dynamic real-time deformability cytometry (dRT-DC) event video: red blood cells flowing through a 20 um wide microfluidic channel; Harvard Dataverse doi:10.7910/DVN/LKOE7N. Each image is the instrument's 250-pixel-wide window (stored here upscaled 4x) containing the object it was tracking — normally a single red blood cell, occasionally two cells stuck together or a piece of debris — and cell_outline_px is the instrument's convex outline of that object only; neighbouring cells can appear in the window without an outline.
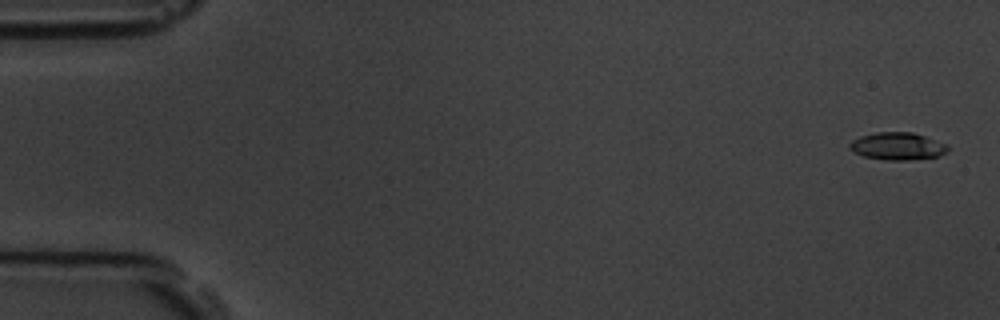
{"species": "common noctule bat (a hibernating species)", "species_latin": "Nyctalus noctula", "temperature_condition": "room temperature", "stored_images_in_passage": 5, "camera_frame_rate_fps": 3000, "um_per_image_px": 0.085, "animal": {"sex": "male", "body_mass_g": 19.5, "forearm_length_mm": 54.6}, "frame": {"image": 1, "passage_image": 1, "time_ms": 0.0, "image_size_px": [1000, 320], "cell_outline_px": [[948, 152], [940, 156], [908, 160], [884, 160], [864, 156], [852, 152], [848, 148], [848, 144], [852, 140], [860, 136], [876, 132], [912, 132], [948, 144]], "centroid_in_image_um": [76.27, 12.43], "position_along_channel_um": 8.7, "area_um2": 15.9}}
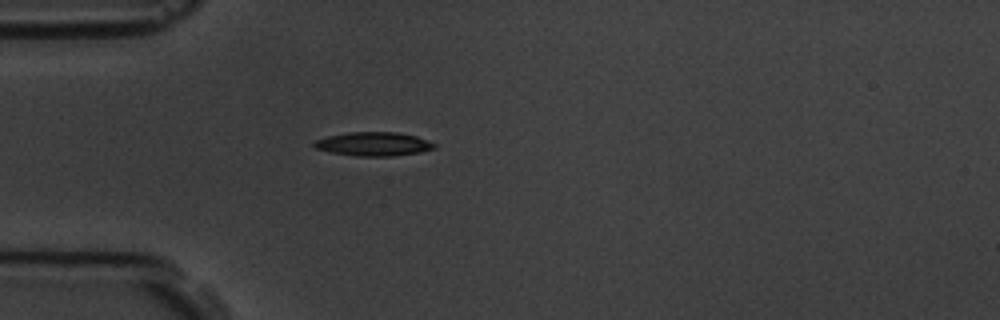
{"frame": {"image": 2, "passage_image": 5, "time_ms": 4.667, "image_size_px": [1000, 320], "cell_outline_px": [[436, 148], [420, 152], [392, 156], [356, 156], [332, 152], [316, 148], [312, 144], [316, 140], [328, 136], [348, 132], [396, 132], [416, 136], [436, 144]], "centroid_in_image_um": [31.77, 12.24], "position_along_channel_um": 53.2, "area_um2": 16.53}}